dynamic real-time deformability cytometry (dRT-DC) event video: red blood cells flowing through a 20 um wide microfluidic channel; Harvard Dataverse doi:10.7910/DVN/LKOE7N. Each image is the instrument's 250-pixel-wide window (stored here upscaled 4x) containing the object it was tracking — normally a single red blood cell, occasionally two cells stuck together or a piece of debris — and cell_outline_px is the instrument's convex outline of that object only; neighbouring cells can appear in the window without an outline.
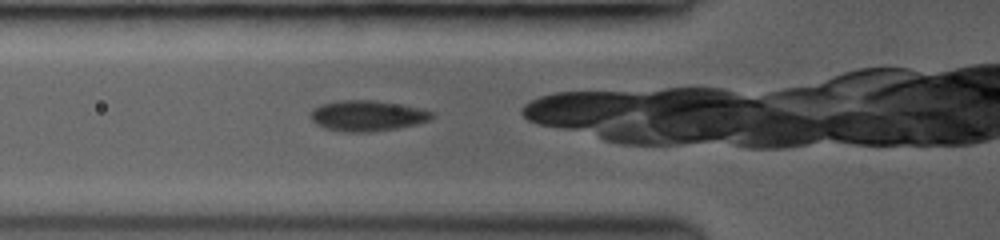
{"species": "common noctule bat (a hibernating species)", "species_latin": "Nyctalus noctula", "temperature_condition": "room temperature", "stored_images_in_passage": 17, "camera_frame_rate_fps": 3500, "um_per_image_px": 0.085, "animal": {"sex": "female", "body_mass_g": 19.0, "forearm_length_mm": 53.3}, "frame": {"image": 1, "passage_image": 5, "time_ms": 1.143, "image_size_px": [1000, 240], "cell_outline_px": [[432, 116], [428, 120], [416, 124], [396, 128], [372, 132], [340, 132], [324, 128], [316, 124], [312, 120], [312, 108], [324, 104], [344, 100], [372, 100], [416, 108], [432, 112]], "centroid_in_image_um": [31.15, 9.86], "position_along_channel_um": 94.6, "area_um2": 21.15}}
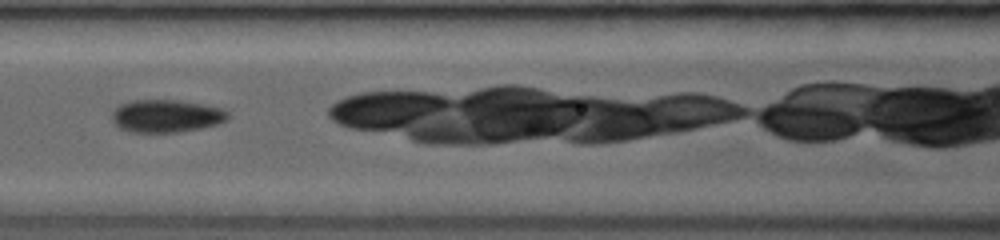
{"frame": {"image": 2, "passage_image": 8, "time_ms": 2.0, "image_size_px": [1000, 240], "cell_outline_px": [[228, 120], [216, 124], [200, 128], [180, 132], [128, 132], [120, 128], [112, 120], [112, 112], [120, 104], [136, 100], [172, 100], [200, 104], [216, 108], [228, 112]], "centroid_in_image_um": [14.08, 9.87], "position_along_channel_um": 152.5, "area_um2": 21.73}}
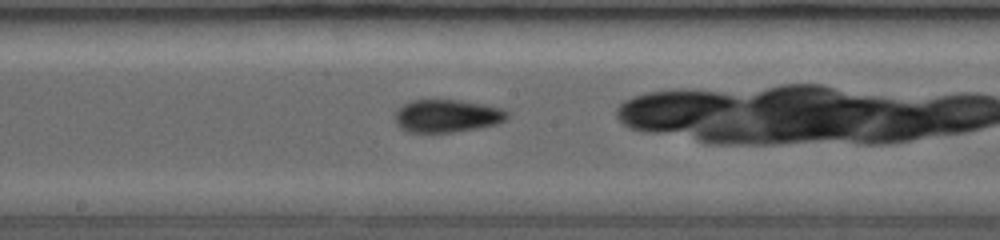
{"frame": {"image": 3, "passage_image": 12, "time_ms": 3.143, "image_size_px": [1000, 240], "cell_outline_px": [[508, 116], [504, 120], [496, 124], [476, 128], [452, 132], [404, 132], [396, 124], [396, 112], [404, 104], [416, 100], [456, 100], [480, 104], [500, 108], [508, 112]], "centroid_in_image_um": [37.97, 9.86], "position_along_channel_um": 210.2, "area_um2": 21.04}}